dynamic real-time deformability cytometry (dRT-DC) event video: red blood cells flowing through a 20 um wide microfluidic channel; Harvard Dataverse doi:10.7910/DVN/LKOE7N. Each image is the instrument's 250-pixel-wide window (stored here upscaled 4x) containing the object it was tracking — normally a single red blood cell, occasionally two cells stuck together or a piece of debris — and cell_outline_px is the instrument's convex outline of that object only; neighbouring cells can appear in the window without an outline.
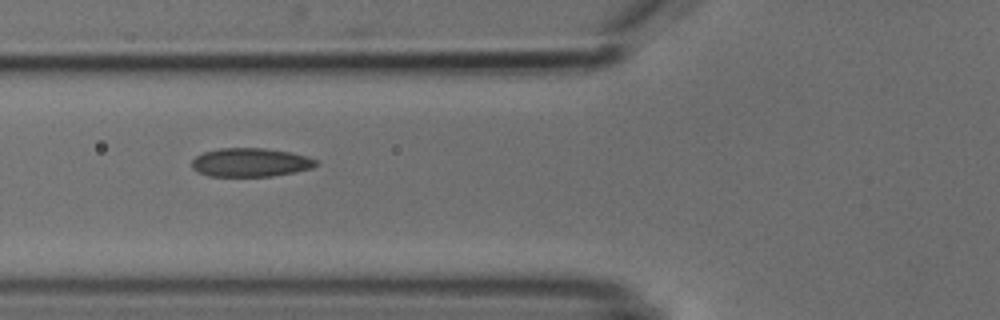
{"species": "common noctule bat (a hibernating species)", "species_latin": "Nyctalus noctula", "temperature_condition": "cold", "stored_images_in_passage": 8, "camera_frame_rate_fps": 3000, "um_per_image_px": 0.085, "animal": {"sex": "male", "body_mass_g": 18.8}, "frame": {"image": 1, "passage_image": 6, "time_ms": 5.667, "image_size_px": [1000, 320], "cell_outline_px": [[320, 164], [312, 168], [296, 172], [272, 176], [208, 176], [196, 172], [192, 168], [192, 160], [196, 156], [204, 152], [220, 148], [264, 148], [288, 152], [304, 156], [316, 160]], "centroid_in_image_um": [21.27, 13.81], "position_along_channel_um": 104.5, "area_um2": 20.75}}
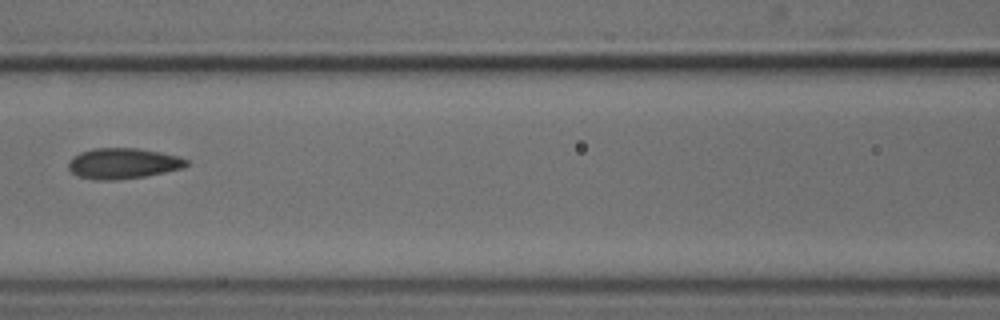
{"frame": {"image": 2, "passage_image": 7, "time_ms": 7.0, "image_size_px": [1000, 320], "cell_outline_px": [[188, 164], [184, 168], [144, 176], [116, 180], [96, 180], [76, 176], [68, 168], [68, 160], [72, 156], [80, 152], [92, 148], [136, 148], [160, 152], [180, 156], [188, 160]], "centroid_in_image_um": [10.43, 13.89], "position_along_channel_um": 156.2, "area_um2": 21.27}}
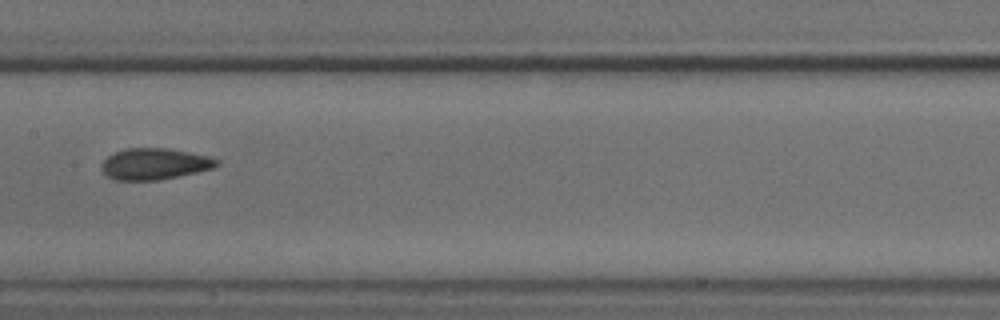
{"frame": {"image": 3, "passage_image": 8, "time_ms": 8.0, "image_size_px": [1000, 320], "cell_outline_px": [[220, 164], [212, 168], [196, 172], [160, 180], [116, 180], [108, 176], [100, 168], [100, 164], [108, 156], [124, 148], [168, 148], [208, 156], [220, 160]], "centroid_in_image_um": [13.13, 13.93], "position_along_channel_um": 194.3, "area_um2": 20.98}}